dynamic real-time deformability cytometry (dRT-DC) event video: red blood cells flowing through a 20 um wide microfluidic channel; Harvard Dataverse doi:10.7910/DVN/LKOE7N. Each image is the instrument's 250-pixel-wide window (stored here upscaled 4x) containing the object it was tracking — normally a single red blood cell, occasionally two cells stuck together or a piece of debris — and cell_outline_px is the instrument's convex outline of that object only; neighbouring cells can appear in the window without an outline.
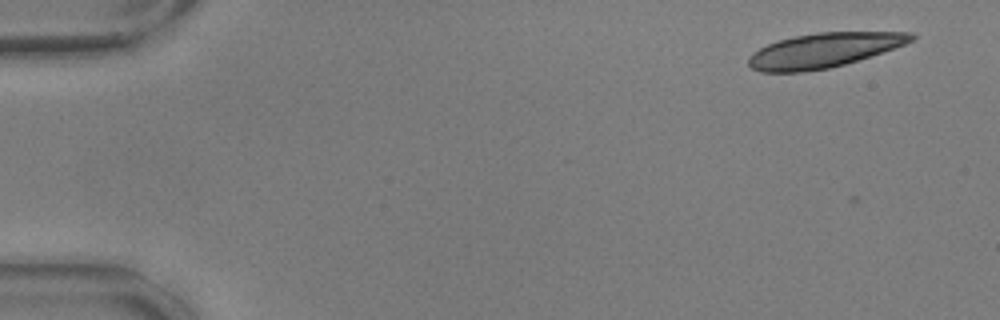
{"species": "common noctule bat (a hibernating species)", "species_latin": "Nyctalus noctula", "temperature_condition": "warm", "stored_images_in_passage": 2, "camera_frame_rate_fps": 3000, "um_per_image_px": 0.085, "animal": {"sex": "male", "body_mass_g": 17.9, "forearm_length_mm": 54.2}, "frame": {"image": 1, "passage_image": 1, "time_ms": 0.0, "image_size_px": [1000, 320], "cell_outline_px": [[916, 36], [912, 40], [904, 44], [844, 64], [828, 68], [804, 72], [760, 72], [752, 68], [748, 64], [748, 56], [752, 52], [768, 44], [780, 40], [796, 36], [816, 32], [912, 32]], "centroid_in_image_um": [69.96, 4.28], "position_along_channel_um": 15.0, "area_um2": 32.31}}